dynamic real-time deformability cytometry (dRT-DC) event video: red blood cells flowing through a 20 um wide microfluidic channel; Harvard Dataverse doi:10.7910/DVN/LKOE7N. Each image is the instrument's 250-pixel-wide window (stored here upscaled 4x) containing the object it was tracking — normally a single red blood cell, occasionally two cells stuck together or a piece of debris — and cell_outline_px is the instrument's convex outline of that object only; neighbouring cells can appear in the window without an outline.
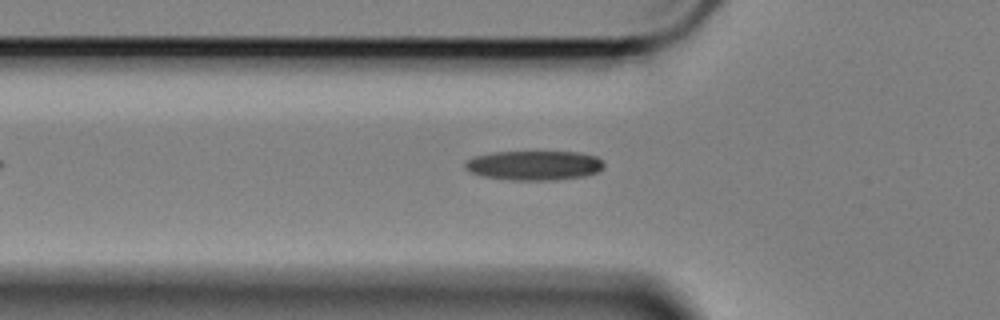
{"species": "Egyptian fruit bat (a non-hibernating species)", "species_latin": "Rousettus aegyptiacus", "temperature_condition": "cold", "stored_images_in_passage": 23, "camera_frame_rate_fps": 3000, "um_per_image_px": 0.085, "animal": {"sex": "female"}, "frame": {"image": 1, "passage_image": 3, "time_ms": 0.667, "image_size_px": [1000, 320], "cell_outline_px": [[604, 168], [596, 172], [584, 176], [556, 180], [512, 180], [480, 176], [468, 172], [464, 168], [464, 160], [472, 156], [492, 152], [576, 152], [596, 156], [604, 164]], "centroid_in_image_um": [45.32, 14.06], "position_along_channel_um": 80.5, "area_um2": 24.16}}
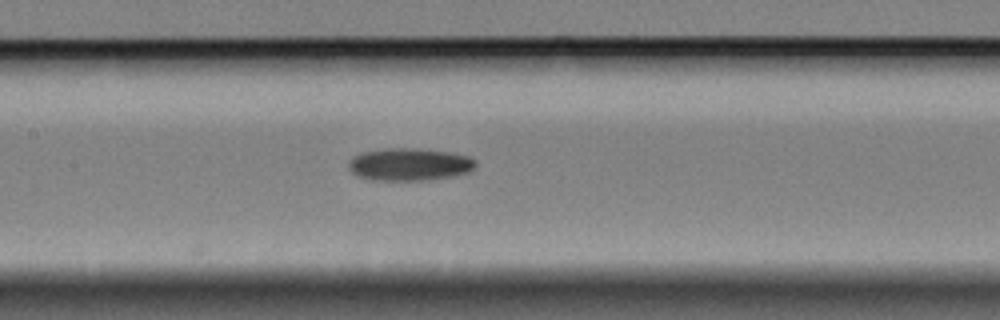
{"frame": {"image": 2, "passage_image": 11, "time_ms": 3.333, "image_size_px": [1000, 320], "cell_outline_px": [[476, 164], [468, 172], [452, 176], [428, 180], [372, 180], [360, 176], [352, 172], [348, 168], [348, 160], [352, 156], [360, 152], [384, 148], [412, 148], [452, 152], [468, 156], [476, 160]], "centroid_in_image_um": [34.77, 13.96], "position_along_channel_um": 172.6, "area_um2": 24.22}}
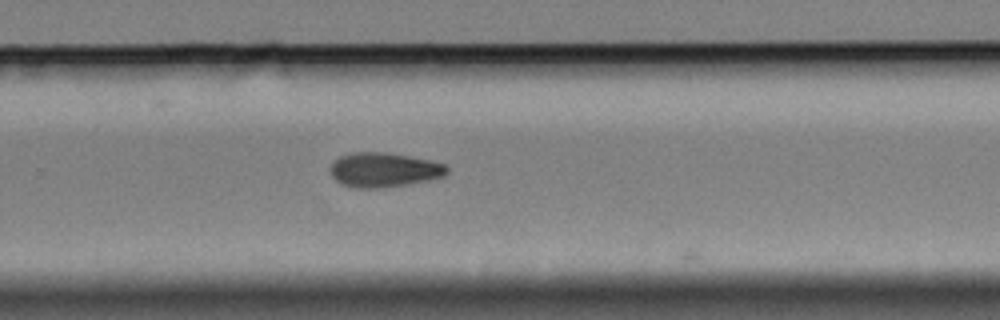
{"frame": {"image": 3, "passage_image": 22, "time_ms": 7.0, "image_size_px": [1000, 320], "cell_outline_px": [[448, 172], [444, 176], [428, 180], [408, 184], [384, 188], [352, 188], [340, 184], [332, 176], [332, 164], [340, 156], [356, 152], [384, 152], [408, 156], [428, 160], [444, 164], [448, 168]], "centroid_in_image_um": [32.63, 14.45], "position_along_channel_um": 297.2, "area_um2": 23.29}}